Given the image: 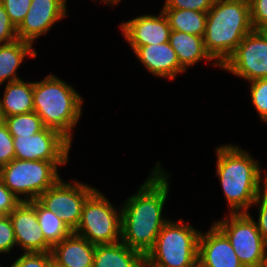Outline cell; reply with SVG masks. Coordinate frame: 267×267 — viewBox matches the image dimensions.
I'll return each mask as SVG.
<instances>
[{
  "label": "cell",
  "instance_id": "38",
  "mask_svg": "<svg viewBox=\"0 0 267 267\" xmlns=\"http://www.w3.org/2000/svg\"><path fill=\"white\" fill-rule=\"evenodd\" d=\"M5 216L6 214L0 210V220L3 219Z\"/></svg>",
  "mask_w": 267,
  "mask_h": 267
},
{
  "label": "cell",
  "instance_id": "37",
  "mask_svg": "<svg viewBox=\"0 0 267 267\" xmlns=\"http://www.w3.org/2000/svg\"><path fill=\"white\" fill-rule=\"evenodd\" d=\"M261 31L267 36V25H265Z\"/></svg>",
  "mask_w": 267,
  "mask_h": 267
},
{
  "label": "cell",
  "instance_id": "34",
  "mask_svg": "<svg viewBox=\"0 0 267 267\" xmlns=\"http://www.w3.org/2000/svg\"><path fill=\"white\" fill-rule=\"evenodd\" d=\"M20 203L21 200L0 180V210L6 215H9Z\"/></svg>",
  "mask_w": 267,
  "mask_h": 267
},
{
  "label": "cell",
  "instance_id": "30",
  "mask_svg": "<svg viewBox=\"0 0 267 267\" xmlns=\"http://www.w3.org/2000/svg\"><path fill=\"white\" fill-rule=\"evenodd\" d=\"M216 0H165L161 9H188L208 12Z\"/></svg>",
  "mask_w": 267,
  "mask_h": 267
},
{
  "label": "cell",
  "instance_id": "26",
  "mask_svg": "<svg viewBox=\"0 0 267 267\" xmlns=\"http://www.w3.org/2000/svg\"><path fill=\"white\" fill-rule=\"evenodd\" d=\"M8 267H53L51 252L20 253Z\"/></svg>",
  "mask_w": 267,
  "mask_h": 267
},
{
  "label": "cell",
  "instance_id": "4",
  "mask_svg": "<svg viewBox=\"0 0 267 267\" xmlns=\"http://www.w3.org/2000/svg\"><path fill=\"white\" fill-rule=\"evenodd\" d=\"M253 30L249 0H216L207 12L206 51L222 66Z\"/></svg>",
  "mask_w": 267,
  "mask_h": 267
},
{
  "label": "cell",
  "instance_id": "20",
  "mask_svg": "<svg viewBox=\"0 0 267 267\" xmlns=\"http://www.w3.org/2000/svg\"><path fill=\"white\" fill-rule=\"evenodd\" d=\"M93 267H145L142 253L129 248L122 241L96 245Z\"/></svg>",
  "mask_w": 267,
  "mask_h": 267
},
{
  "label": "cell",
  "instance_id": "12",
  "mask_svg": "<svg viewBox=\"0 0 267 267\" xmlns=\"http://www.w3.org/2000/svg\"><path fill=\"white\" fill-rule=\"evenodd\" d=\"M68 0H32L24 20L17 27V38L35 44L59 21L69 16Z\"/></svg>",
  "mask_w": 267,
  "mask_h": 267
},
{
  "label": "cell",
  "instance_id": "16",
  "mask_svg": "<svg viewBox=\"0 0 267 267\" xmlns=\"http://www.w3.org/2000/svg\"><path fill=\"white\" fill-rule=\"evenodd\" d=\"M202 232L198 243V265L201 267H244L228 238L212 223Z\"/></svg>",
  "mask_w": 267,
  "mask_h": 267
},
{
  "label": "cell",
  "instance_id": "32",
  "mask_svg": "<svg viewBox=\"0 0 267 267\" xmlns=\"http://www.w3.org/2000/svg\"><path fill=\"white\" fill-rule=\"evenodd\" d=\"M250 18L254 30L267 25V0H249Z\"/></svg>",
  "mask_w": 267,
  "mask_h": 267
},
{
  "label": "cell",
  "instance_id": "35",
  "mask_svg": "<svg viewBox=\"0 0 267 267\" xmlns=\"http://www.w3.org/2000/svg\"><path fill=\"white\" fill-rule=\"evenodd\" d=\"M96 1V0H93ZM122 0H100V3H103L107 6H118V4L121 2Z\"/></svg>",
  "mask_w": 267,
  "mask_h": 267
},
{
  "label": "cell",
  "instance_id": "31",
  "mask_svg": "<svg viewBox=\"0 0 267 267\" xmlns=\"http://www.w3.org/2000/svg\"><path fill=\"white\" fill-rule=\"evenodd\" d=\"M257 207V220L255 221L258 231L267 242V186L258 194L251 208Z\"/></svg>",
  "mask_w": 267,
  "mask_h": 267
},
{
  "label": "cell",
  "instance_id": "5",
  "mask_svg": "<svg viewBox=\"0 0 267 267\" xmlns=\"http://www.w3.org/2000/svg\"><path fill=\"white\" fill-rule=\"evenodd\" d=\"M201 231L192 224L169 219L144 256L145 267H195Z\"/></svg>",
  "mask_w": 267,
  "mask_h": 267
},
{
  "label": "cell",
  "instance_id": "25",
  "mask_svg": "<svg viewBox=\"0 0 267 267\" xmlns=\"http://www.w3.org/2000/svg\"><path fill=\"white\" fill-rule=\"evenodd\" d=\"M247 83L253 108L258 113L260 121L267 125V78Z\"/></svg>",
  "mask_w": 267,
  "mask_h": 267
},
{
  "label": "cell",
  "instance_id": "36",
  "mask_svg": "<svg viewBox=\"0 0 267 267\" xmlns=\"http://www.w3.org/2000/svg\"><path fill=\"white\" fill-rule=\"evenodd\" d=\"M260 267H267V253L264 259L262 260L261 266Z\"/></svg>",
  "mask_w": 267,
  "mask_h": 267
},
{
  "label": "cell",
  "instance_id": "10",
  "mask_svg": "<svg viewBox=\"0 0 267 267\" xmlns=\"http://www.w3.org/2000/svg\"><path fill=\"white\" fill-rule=\"evenodd\" d=\"M221 69L246 82L267 78V36L261 30L247 34Z\"/></svg>",
  "mask_w": 267,
  "mask_h": 267
},
{
  "label": "cell",
  "instance_id": "11",
  "mask_svg": "<svg viewBox=\"0 0 267 267\" xmlns=\"http://www.w3.org/2000/svg\"><path fill=\"white\" fill-rule=\"evenodd\" d=\"M15 159L69 161L72 143L59 131L45 127L32 136L13 137Z\"/></svg>",
  "mask_w": 267,
  "mask_h": 267
},
{
  "label": "cell",
  "instance_id": "24",
  "mask_svg": "<svg viewBox=\"0 0 267 267\" xmlns=\"http://www.w3.org/2000/svg\"><path fill=\"white\" fill-rule=\"evenodd\" d=\"M3 120L13 137L32 136L45 128L42 119L34 111L8 116Z\"/></svg>",
  "mask_w": 267,
  "mask_h": 267
},
{
  "label": "cell",
  "instance_id": "6",
  "mask_svg": "<svg viewBox=\"0 0 267 267\" xmlns=\"http://www.w3.org/2000/svg\"><path fill=\"white\" fill-rule=\"evenodd\" d=\"M68 162L14 159L0 167V180L21 202L36 200L61 178L59 168Z\"/></svg>",
  "mask_w": 267,
  "mask_h": 267
},
{
  "label": "cell",
  "instance_id": "23",
  "mask_svg": "<svg viewBox=\"0 0 267 267\" xmlns=\"http://www.w3.org/2000/svg\"><path fill=\"white\" fill-rule=\"evenodd\" d=\"M35 210L45 240L52 247L73 233L56 213L44 207L37 199L35 200Z\"/></svg>",
  "mask_w": 267,
  "mask_h": 267
},
{
  "label": "cell",
  "instance_id": "33",
  "mask_svg": "<svg viewBox=\"0 0 267 267\" xmlns=\"http://www.w3.org/2000/svg\"><path fill=\"white\" fill-rule=\"evenodd\" d=\"M17 39V28L0 2V45L11 43Z\"/></svg>",
  "mask_w": 267,
  "mask_h": 267
},
{
  "label": "cell",
  "instance_id": "21",
  "mask_svg": "<svg viewBox=\"0 0 267 267\" xmlns=\"http://www.w3.org/2000/svg\"><path fill=\"white\" fill-rule=\"evenodd\" d=\"M34 111L33 81L23 79L5 83L4 94L0 97V118Z\"/></svg>",
  "mask_w": 267,
  "mask_h": 267
},
{
  "label": "cell",
  "instance_id": "28",
  "mask_svg": "<svg viewBox=\"0 0 267 267\" xmlns=\"http://www.w3.org/2000/svg\"><path fill=\"white\" fill-rule=\"evenodd\" d=\"M15 159L13 136L2 118H0V167Z\"/></svg>",
  "mask_w": 267,
  "mask_h": 267
},
{
  "label": "cell",
  "instance_id": "29",
  "mask_svg": "<svg viewBox=\"0 0 267 267\" xmlns=\"http://www.w3.org/2000/svg\"><path fill=\"white\" fill-rule=\"evenodd\" d=\"M32 0H0L11 22L17 28L24 20L31 7Z\"/></svg>",
  "mask_w": 267,
  "mask_h": 267
},
{
  "label": "cell",
  "instance_id": "2",
  "mask_svg": "<svg viewBox=\"0 0 267 267\" xmlns=\"http://www.w3.org/2000/svg\"><path fill=\"white\" fill-rule=\"evenodd\" d=\"M215 149V176L219 178L228 213H248L258 194L266 187L267 169H262L259 160L238 144L226 143Z\"/></svg>",
  "mask_w": 267,
  "mask_h": 267
},
{
  "label": "cell",
  "instance_id": "14",
  "mask_svg": "<svg viewBox=\"0 0 267 267\" xmlns=\"http://www.w3.org/2000/svg\"><path fill=\"white\" fill-rule=\"evenodd\" d=\"M140 14L120 23L121 35L128 46H144L169 42L171 28L164 12Z\"/></svg>",
  "mask_w": 267,
  "mask_h": 267
},
{
  "label": "cell",
  "instance_id": "7",
  "mask_svg": "<svg viewBox=\"0 0 267 267\" xmlns=\"http://www.w3.org/2000/svg\"><path fill=\"white\" fill-rule=\"evenodd\" d=\"M75 234L93 245L121 241V206L118 208L98 188L85 201Z\"/></svg>",
  "mask_w": 267,
  "mask_h": 267
},
{
  "label": "cell",
  "instance_id": "13",
  "mask_svg": "<svg viewBox=\"0 0 267 267\" xmlns=\"http://www.w3.org/2000/svg\"><path fill=\"white\" fill-rule=\"evenodd\" d=\"M13 224L17 248L22 253L51 252L52 246L45 240L35 210V200L21 202L9 214Z\"/></svg>",
  "mask_w": 267,
  "mask_h": 267
},
{
  "label": "cell",
  "instance_id": "8",
  "mask_svg": "<svg viewBox=\"0 0 267 267\" xmlns=\"http://www.w3.org/2000/svg\"><path fill=\"white\" fill-rule=\"evenodd\" d=\"M229 240L244 267H260L267 253V242L248 213H229L212 222Z\"/></svg>",
  "mask_w": 267,
  "mask_h": 267
},
{
  "label": "cell",
  "instance_id": "18",
  "mask_svg": "<svg viewBox=\"0 0 267 267\" xmlns=\"http://www.w3.org/2000/svg\"><path fill=\"white\" fill-rule=\"evenodd\" d=\"M169 44L175 50L180 66L187 72L196 63L205 61L212 66H221L210 56L204 45V38L180 31H172L169 36Z\"/></svg>",
  "mask_w": 267,
  "mask_h": 267
},
{
  "label": "cell",
  "instance_id": "22",
  "mask_svg": "<svg viewBox=\"0 0 267 267\" xmlns=\"http://www.w3.org/2000/svg\"><path fill=\"white\" fill-rule=\"evenodd\" d=\"M166 15L172 31H180L204 37L207 12L188 9H161Z\"/></svg>",
  "mask_w": 267,
  "mask_h": 267
},
{
  "label": "cell",
  "instance_id": "27",
  "mask_svg": "<svg viewBox=\"0 0 267 267\" xmlns=\"http://www.w3.org/2000/svg\"><path fill=\"white\" fill-rule=\"evenodd\" d=\"M17 248L13 224L9 215L0 220V256L10 254Z\"/></svg>",
  "mask_w": 267,
  "mask_h": 267
},
{
  "label": "cell",
  "instance_id": "19",
  "mask_svg": "<svg viewBox=\"0 0 267 267\" xmlns=\"http://www.w3.org/2000/svg\"><path fill=\"white\" fill-rule=\"evenodd\" d=\"M38 51L34 45L17 39L11 43L0 45V88L4 83L21 80L18 69L25 58H36Z\"/></svg>",
  "mask_w": 267,
  "mask_h": 267
},
{
  "label": "cell",
  "instance_id": "3",
  "mask_svg": "<svg viewBox=\"0 0 267 267\" xmlns=\"http://www.w3.org/2000/svg\"><path fill=\"white\" fill-rule=\"evenodd\" d=\"M83 98L73 85L53 73L33 81L34 112L45 127L59 131L71 143L73 130L83 115Z\"/></svg>",
  "mask_w": 267,
  "mask_h": 267
},
{
  "label": "cell",
  "instance_id": "9",
  "mask_svg": "<svg viewBox=\"0 0 267 267\" xmlns=\"http://www.w3.org/2000/svg\"><path fill=\"white\" fill-rule=\"evenodd\" d=\"M79 181L71 179V183L61 177L37 198L44 207L56 213L72 231L78 227L85 201L97 189Z\"/></svg>",
  "mask_w": 267,
  "mask_h": 267
},
{
  "label": "cell",
  "instance_id": "17",
  "mask_svg": "<svg viewBox=\"0 0 267 267\" xmlns=\"http://www.w3.org/2000/svg\"><path fill=\"white\" fill-rule=\"evenodd\" d=\"M96 245L74 232L52 247L55 267H93Z\"/></svg>",
  "mask_w": 267,
  "mask_h": 267
},
{
  "label": "cell",
  "instance_id": "15",
  "mask_svg": "<svg viewBox=\"0 0 267 267\" xmlns=\"http://www.w3.org/2000/svg\"><path fill=\"white\" fill-rule=\"evenodd\" d=\"M130 48L142 67L155 77L174 80L179 74L186 73L169 42Z\"/></svg>",
  "mask_w": 267,
  "mask_h": 267
},
{
  "label": "cell",
  "instance_id": "1",
  "mask_svg": "<svg viewBox=\"0 0 267 267\" xmlns=\"http://www.w3.org/2000/svg\"><path fill=\"white\" fill-rule=\"evenodd\" d=\"M161 166L158 160L137 191L120 205L121 241L144 256L169 220L163 213L171 192L172 174Z\"/></svg>",
  "mask_w": 267,
  "mask_h": 267
}]
</instances>
